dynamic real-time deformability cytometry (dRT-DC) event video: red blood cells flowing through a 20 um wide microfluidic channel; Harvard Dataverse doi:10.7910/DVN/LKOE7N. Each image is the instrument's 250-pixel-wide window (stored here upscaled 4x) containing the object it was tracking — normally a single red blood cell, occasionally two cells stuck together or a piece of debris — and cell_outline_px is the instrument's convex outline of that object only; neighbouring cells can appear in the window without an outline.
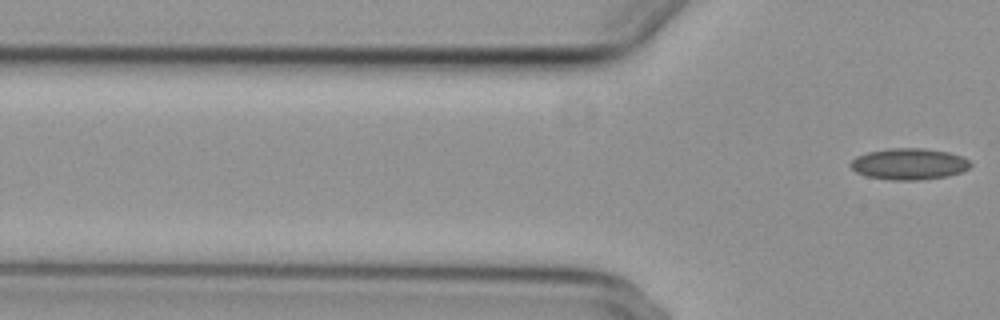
{"species": "common noctule bat (a hibernating species)", "species_latin": "Nyctalus noctula", "temperature_condition": "cold", "stored_images_in_passage": 3, "segment_of_instrument_passage": [2, 2], "camera_frame_rate_fps": 3000, "um_per_image_px": 0.085, "animal": {"sex": "female", "body_mass_g": 29.2, "forearm_length_mm": 56.3}, "frame": {"image": 1, "passage_image": 3, "time_ms": 2.333, "image_size_px": [1000, 320], "cell_outline_px": [[972, 164], [968, 168], [960, 172], [948, 176], [920, 180], [892, 180], [868, 176], [856, 172], [848, 164], [856, 156], [868, 152], [888, 148], [924, 148], [948, 152], [960, 156], [968, 160]], "centroid_in_image_um": [77.25, 13.93], "position_along_channel_um": 48.6, "area_um2": 21.85}}